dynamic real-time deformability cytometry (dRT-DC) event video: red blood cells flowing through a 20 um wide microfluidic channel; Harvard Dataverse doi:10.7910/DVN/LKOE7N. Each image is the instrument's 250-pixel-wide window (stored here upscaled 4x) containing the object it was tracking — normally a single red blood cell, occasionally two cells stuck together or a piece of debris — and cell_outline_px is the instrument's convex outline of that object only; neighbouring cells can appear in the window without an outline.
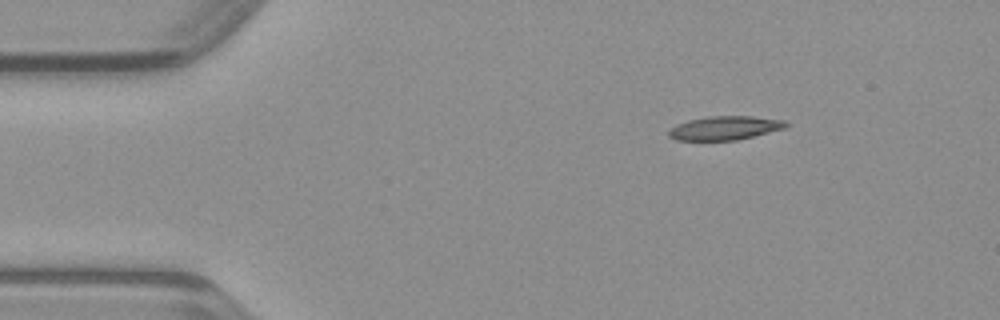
{"species": "common noctule bat (a hibernating species)", "species_latin": "Nyctalus noctula", "temperature_condition": "warm", "stored_images_in_passage": 41, "camera_frame_rate_fps": 3000, "um_per_image_px": 0.085, "animal": {"sex": "male", "body_mass_g": 23.1, "forearm_length_mm": 52.7}, "frame": {"image": 1, "passage_image": 1, "time_ms": 0.0, "image_size_px": [1000, 320], "cell_outline_px": [[788, 124], [784, 128], [736, 140], [676, 140], [668, 136], [668, 132], [676, 124], [688, 120], [708, 116], [752, 116], [784, 120]], "centroid_in_image_um": [61.57, 10.87], "position_along_channel_um": 23.4, "area_um2": 16.07}}
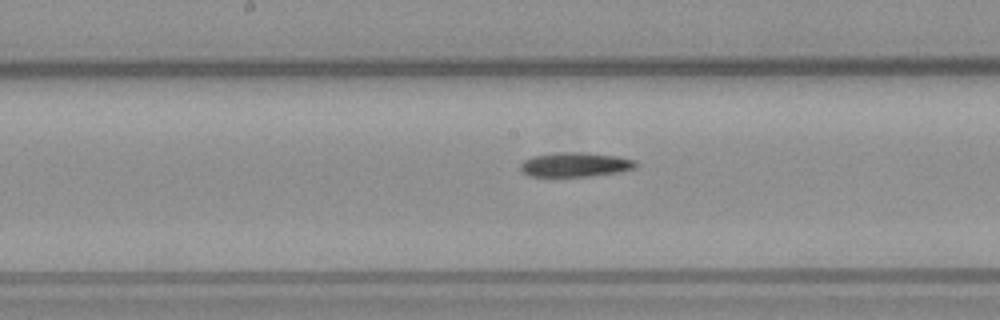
{"frame": {"image": 2, "passage_image": 18, "time_ms": 5.667, "image_size_px": [1000, 320], "cell_outline_px": [[640, 164], [636, 168], [616, 172], [592, 176], [528, 176], [520, 168], [520, 164], [524, 160], [532, 156], [556, 152], [576, 152], [616, 156], [636, 160]], "centroid_in_image_um": [48.91, 13.99], "position_along_channel_um": 199.3, "area_um2": 16.36}}
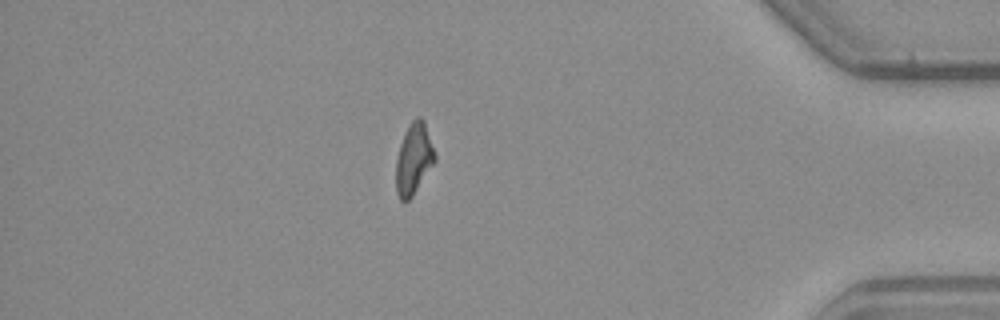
{"frame": {"image": 3, "passage_image": 35, "time_ms": 11.333, "image_size_px": [1000, 320], "cell_outline_px": [[436, 160], [412, 196], [408, 200], [400, 200], [396, 192], [396, 160], [400, 144], [408, 124], [416, 116], [420, 116], [424, 120], [436, 156]], "centroid_in_image_um": [35.16, 13.47], "position_along_channel_um": 400.0, "area_um2": 16.01}}